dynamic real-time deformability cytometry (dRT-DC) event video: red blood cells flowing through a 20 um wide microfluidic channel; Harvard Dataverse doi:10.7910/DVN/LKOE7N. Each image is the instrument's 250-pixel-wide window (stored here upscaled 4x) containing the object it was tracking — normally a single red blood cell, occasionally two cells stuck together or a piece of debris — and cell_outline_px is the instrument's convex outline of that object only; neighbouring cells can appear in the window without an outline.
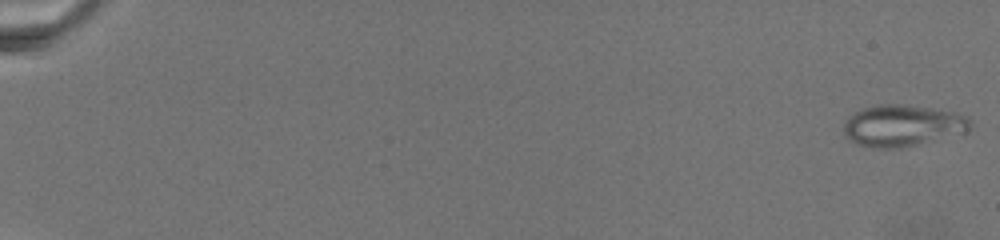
{"species": "common noctule bat (a hibernating species)", "species_latin": "Nyctalus noctula", "temperature_condition": "warm", "stored_images_in_passage": 11, "camera_frame_rate_fps": 3000, "um_per_image_px": 0.085, "animal": {"sex": "female", "body_mass_g": 19.5, "forearm_length_mm": 54.1}, "frame": {"image": 1, "passage_image": 1, "time_ms": 0.0, "image_size_px": [1000, 240], "cell_outline_px": [[972, 128], [964, 132], [900, 148], [872, 148], [856, 144], [848, 140], [844, 132], [844, 120], [848, 116], [864, 108], [880, 104], [900, 104], [932, 108], [952, 112], [968, 116], [972, 124]], "centroid_in_image_um": [76.67, 10.67], "position_along_channel_um": 8.3, "area_um2": 30.52}}
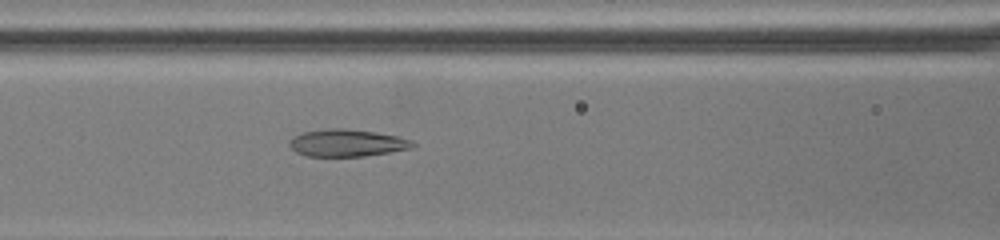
{"frame": {"image": 2, "passage_image": 10, "time_ms": 12.0, "image_size_px": [1000, 240], "cell_outline_px": [[416, 144], [412, 148], [364, 156], [308, 156], [296, 152], [288, 144], [300, 132], [332, 128], [344, 128], [376, 132], [396, 136], [412, 140]], "centroid_in_image_um": [29.51, 12.14], "position_along_channel_um": 137.1, "area_um2": 19.36}}
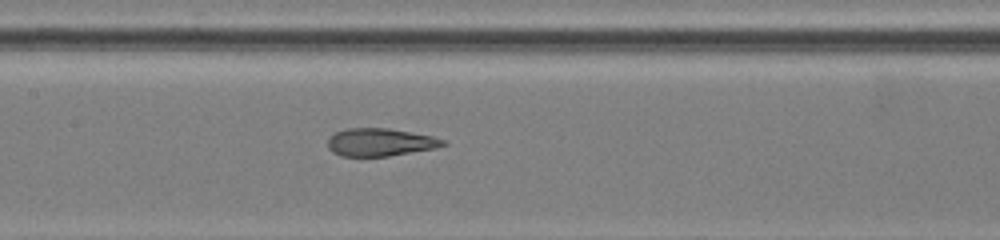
{"frame": {"image": 3, "passage_image": 11, "time_ms": 13.333, "image_size_px": [1000, 240], "cell_outline_px": [[448, 144], [436, 148], [388, 156], [340, 156], [332, 152], [328, 148], [328, 140], [336, 132], [348, 128], [388, 128], [432, 136], [444, 140]], "centroid_in_image_um": [32.31, 12.09], "position_along_channel_um": 175.1, "area_um2": 18.55}}